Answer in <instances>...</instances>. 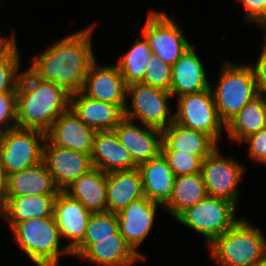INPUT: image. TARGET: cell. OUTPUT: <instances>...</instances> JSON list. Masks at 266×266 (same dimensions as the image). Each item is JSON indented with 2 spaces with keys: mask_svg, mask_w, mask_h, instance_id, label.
<instances>
[{
  "mask_svg": "<svg viewBox=\"0 0 266 266\" xmlns=\"http://www.w3.org/2000/svg\"><path fill=\"white\" fill-rule=\"evenodd\" d=\"M92 27L65 36L36 55L28 68L35 76L64 87L73 94L82 90L90 66L95 62L92 51Z\"/></svg>",
  "mask_w": 266,
  "mask_h": 266,
  "instance_id": "1",
  "label": "cell"
},
{
  "mask_svg": "<svg viewBox=\"0 0 266 266\" xmlns=\"http://www.w3.org/2000/svg\"><path fill=\"white\" fill-rule=\"evenodd\" d=\"M70 97L64 87L35 76L27 68L21 72L16 90V127L46 133L70 108Z\"/></svg>",
  "mask_w": 266,
  "mask_h": 266,
  "instance_id": "2",
  "label": "cell"
},
{
  "mask_svg": "<svg viewBox=\"0 0 266 266\" xmlns=\"http://www.w3.org/2000/svg\"><path fill=\"white\" fill-rule=\"evenodd\" d=\"M211 257L221 266H256L266 254V239L259 229L238 220L210 244Z\"/></svg>",
  "mask_w": 266,
  "mask_h": 266,
  "instance_id": "3",
  "label": "cell"
},
{
  "mask_svg": "<svg viewBox=\"0 0 266 266\" xmlns=\"http://www.w3.org/2000/svg\"><path fill=\"white\" fill-rule=\"evenodd\" d=\"M11 229L14 241L37 266H59L61 254L72 255L66 246L60 247L61 237L54 215L21 221Z\"/></svg>",
  "mask_w": 266,
  "mask_h": 266,
  "instance_id": "4",
  "label": "cell"
},
{
  "mask_svg": "<svg viewBox=\"0 0 266 266\" xmlns=\"http://www.w3.org/2000/svg\"><path fill=\"white\" fill-rule=\"evenodd\" d=\"M215 89V90H214ZM211 90L220 119L226 125L259 95L251 65L225 63L216 88Z\"/></svg>",
  "mask_w": 266,
  "mask_h": 266,
  "instance_id": "5",
  "label": "cell"
},
{
  "mask_svg": "<svg viewBox=\"0 0 266 266\" xmlns=\"http://www.w3.org/2000/svg\"><path fill=\"white\" fill-rule=\"evenodd\" d=\"M236 207L229 200L207 195L194 206L185 209L175 219L202 234L210 244L238 221L235 219Z\"/></svg>",
  "mask_w": 266,
  "mask_h": 266,
  "instance_id": "6",
  "label": "cell"
},
{
  "mask_svg": "<svg viewBox=\"0 0 266 266\" xmlns=\"http://www.w3.org/2000/svg\"><path fill=\"white\" fill-rule=\"evenodd\" d=\"M46 133L14 127L0 134V159L7 176L43 161Z\"/></svg>",
  "mask_w": 266,
  "mask_h": 266,
  "instance_id": "7",
  "label": "cell"
},
{
  "mask_svg": "<svg viewBox=\"0 0 266 266\" xmlns=\"http://www.w3.org/2000/svg\"><path fill=\"white\" fill-rule=\"evenodd\" d=\"M131 96V108L125 107L124 117L146 126L166 129L174 121V113L167 105L171 93L142 83L127 85V97Z\"/></svg>",
  "mask_w": 266,
  "mask_h": 266,
  "instance_id": "8",
  "label": "cell"
},
{
  "mask_svg": "<svg viewBox=\"0 0 266 266\" xmlns=\"http://www.w3.org/2000/svg\"><path fill=\"white\" fill-rule=\"evenodd\" d=\"M177 112L174 122L179 125L204 132L217 143L220 139L224 122L220 119L211 87L203 91L186 94L177 99Z\"/></svg>",
  "mask_w": 266,
  "mask_h": 266,
  "instance_id": "9",
  "label": "cell"
},
{
  "mask_svg": "<svg viewBox=\"0 0 266 266\" xmlns=\"http://www.w3.org/2000/svg\"><path fill=\"white\" fill-rule=\"evenodd\" d=\"M141 36L148 41L152 54L171 66L191 46L181 28L164 12H149Z\"/></svg>",
  "mask_w": 266,
  "mask_h": 266,
  "instance_id": "10",
  "label": "cell"
},
{
  "mask_svg": "<svg viewBox=\"0 0 266 266\" xmlns=\"http://www.w3.org/2000/svg\"><path fill=\"white\" fill-rule=\"evenodd\" d=\"M244 172V165L234 158L222 157L216 148L202 161L201 173L207 195L229 200L237 206V186Z\"/></svg>",
  "mask_w": 266,
  "mask_h": 266,
  "instance_id": "11",
  "label": "cell"
},
{
  "mask_svg": "<svg viewBox=\"0 0 266 266\" xmlns=\"http://www.w3.org/2000/svg\"><path fill=\"white\" fill-rule=\"evenodd\" d=\"M43 162L60 191L93 169L91 155L56 146L47 139L43 146Z\"/></svg>",
  "mask_w": 266,
  "mask_h": 266,
  "instance_id": "12",
  "label": "cell"
},
{
  "mask_svg": "<svg viewBox=\"0 0 266 266\" xmlns=\"http://www.w3.org/2000/svg\"><path fill=\"white\" fill-rule=\"evenodd\" d=\"M71 253L98 266H131L143 260L126 243L120 232L114 234V238L83 239Z\"/></svg>",
  "mask_w": 266,
  "mask_h": 266,
  "instance_id": "13",
  "label": "cell"
},
{
  "mask_svg": "<svg viewBox=\"0 0 266 266\" xmlns=\"http://www.w3.org/2000/svg\"><path fill=\"white\" fill-rule=\"evenodd\" d=\"M81 92L91 99L118 105L123 111L127 103V84L117 65L90 66Z\"/></svg>",
  "mask_w": 266,
  "mask_h": 266,
  "instance_id": "14",
  "label": "cell"
},
{
  "mask_svg": "<svg viewBox=\"0 0 266 266\" xmlns=\"http://www.w3.org/2000/svg\"><path fill=\"white\" fill-rule=\"evenodd\" d=\"M158 206L163 207L161 204L153 202L144 196L131 202L123 210L116 213L120 234L143 260L145 257L137 251V248L150 233Z\"/></svg>",
  "mask_w": 266,
  "mask_h": 266,
  "instance_id": "15",
  "label": "cell"
},
{
  "mask_svg": "<svg viewBox=\"0 0 266 266\" xmlns=\"http://www.w3.org/2000/svg\"><path fill=\"white\" fill-rule=\"evenodd\" d=\"M132 122L124 117L114 131L120 143L131 154L133 161L140 165L161 153L162 130L146 125L139 127Z\"/></svg>",
  "mask_w": 266,
  "mask_h": 266,
  "instance_id": "16",
  "label": "cell"
},
{
  "mask_svg": "<svg viewBox=\"0 0 266 266\" xmlns=\"http://www.w3.org/2000/svg\"><path fill=\"white\" fill-rule=\"evenodd\" d=\"M95 133L69 108L51 125L46 132V139L56 146L91 155Z\"/></svg>",
  "mask_w": 266,
  "mask_h": 266,
  "instance_id": "17",
  "label": "cell"
},
{
  "mask_svg": "<svg viewBox=\"0 0 266 266\" xmlns=\"http://www.w3.org/2000/svg\"><path fill=\"white\" fill-rule=\"evenodd\" d=\"M53 215L60 237L70 239L66 247L72 252L83 241L92 212L64 191H59L54 201Z\"/></svg>",
  "mask_w": 266,
  "mask_h": 266,
  "instance_id": "18",
  "label": "cell"
},
{
  "mask_svg": "<svg viewBox=\"0 0 266 266\" xmlns=\"http://www.w3.org/2000/svg\"><path fill=\"white\" fill-rule=\"evenodd\" d=\"M70 108L95 131L114 130L124 118V111L118 105L91 99L81 91L71 94Z\"/></svg>",
  "mask_w": 266,
  "mask_h": 266,
  "instance_id": "19",
  "label": "cell"
},
{
  "mask_svg": "<svg viewBox=\"0 0 266 266\" xmlns=\"http://www.w3.org/2000/svg\"><path fill=\"white\" fill-rule=\"evenodd\" d=\"M91 161L93 168L106 173L138 167L129 151L120 143L114 130L96 131Z\"/></svg>",
  "mask_w": 266,
  "mask_h": 266,
  "instance_id": "20",
  "label": "cell"
},
{
  "mask_svg": "<svg viewBox=\"0 0 266 266\" xmlns=\"http://www.w3.org/2000/svg\"><path fill=\"white\" fill-rule=\"evenodd\" d=\"M218 143L208 134L172 122L162 131L161 152H184L204 160Z\"/></svg>",
  "mask_w": 266,
  "mask_h": 266,
  "instance_id": "21",
  "label": "cell"
},
{
  "mask_svg": "<svg viewBox=\"0 0 266 266\" xmlns=\"http://www.w3.org/2000/svg\"><path fill=\"white\" fill-rule=\"evenodd\" d=\"M210 87L203 64L190 46L172 66L170 93L178 98Z\"/></svg>",
  "mask_w": 266,
  "mask_h": 266,
  "instance_id": "22",
  "label": "cell"
},
{
  "mask_svg": "<svg viewBox=\"0 0 266 266\" xmlns=\"http://www.w3.org/2000/svg\"><path fill=\"white\" fill-rule=\"evenodd\" d=\"M137 168L141 175L144 196L164 206L172 195L176 178L167 160L160 153Z\"/></svg>",
  "mask_w": 266,
  "mask_h": 266,
  "instance_id": "23",
  "label": "cell"
},
{
  "mask_svg": "<svg viewBox=\"0 0 266 266\" xmlns=\"http://www.w3.org/2000/svg\"><path fill=\"white\" fill-rule=\"evenodd\" d=\"M92 213L107 211V173L93 168L63 190Z\"/></svg>",
  "mask_w": 266,
  "mask_h": 266,
  "instance_id": "24",
  "label": "cell"
},
{
  "mask_svg": "<svg viewBox=\"0 0 266 266\" xmlns=\"http://www.w3.org/2000/svg\"><path fill=\"white\" fill-rule=\"evenodd\" d=\"M59 191L43 161L8 176L7 197L57 195Z\"/></svg>",
  "mask_w": 266,
  "mask_h": 266,
  "instance_id": "25",
  "label": "cell"
},
{
  "mask_svg": "<svg viewBox=\"0 0 266 266\" xmlns=\"http://www.w3.org/2000/svg\"><path fill=\"white\" fill-rule=\"evenodd\" d=\"M144 197L138 168L107 173V212L118 213Z\"/></svg>",
  "mask_w": 266,
  "mask_h": 266,
  "instance_id": "26",
  "label": "cell"
},
{
  "mask_svg": "<svg viewBox=\"0 0 266 266\" xmlns=\"http://www.w3.org/2000/svg\"><path fill=\"white\" fill-rule=\"evenodd\" d=\"M56 196L6 197V202L0 207V215L8 221L11 228L21 221L52 217Z\"/></svg>",
  "mask_w": 266,
  "mask_h": 266,
  "instance_id": "27",
  "label": "cell"
},
{
  "mask_svg": "<svg viewBox=\"0 0 266 266\" xmlns=\"http://www.w3.org/2000/svg\"><path fill=\"white\" fill-rule=\"evenodd\" d=\"M266 128V95L259 94L226 124L228 139L242 142L249 135Z\"/></svg>",
  "mask_w": 266,
  "mask_h": 266,
  "instance_id": "28",
  "label": "cell"
},
{
  "mask_svg": "<svg viewBox=\"0 0 266 266\" xmlns=\"http://www.w3.org/2000/svg\"><path fill=\"white\" fill-rule=\"evenodd\" d=\"M206 196V187L201 172L177 176L172 195L163 209H166L168 214L176 218L185 209L194 206Z\"/></svg>",
  "mask_w": 266,
  "mask_h": 266,
  "instance_id": "29",
  "label": "cell"
},
{
  "mask_svg": "<svg viewBox=\"0 0 266 266\" xmlns=\"http://www.w3.org/2000/svg\"><path fill=\"white\" fill-rule=\"evenodd\" d=\"M136 39L131 49L121 57L116 64L125 80V83H140L144 79L146 64L153 55L148 41Z\"/></svg>",
  "mask_w": 266,
  "mask_h": 266,
  "instance_id": "30",
  "label": "cell"
},
{
  "mask_svg": "<svg viewBox=\"0 0 266 266\" xmlns=\"http://www.w3.org/2000/svg\"><path fill=\"white\" fill-rule=\"evenodd\" d=\"M19 55L16 42L9 48L0 51V94L17 90L21 75V72H18L20 66Z\"/></svg>",
  "mask_w": 266,
  "mask_h": 266,
  "instance_id": "31",
  "label": "cell"
},
{
  "mask_svg": "<svg viewBox=\"0 0 266 266\" xmlns=\"http://www.w3.org/2000/svg\"><path fill=\"white\" fill-rule=\"evenodd\" d=\"M119 232V221L116 213H92L88 220L86 233L83 239L114 238Z\"/></svg>",
  "mask_w": 266,
  "mask_h": 266,
  "instance_id": "32",
  "label": "cell"
},
{
  "mask_svg": "<svg viewBox=\"0 0 266 266\" xmlns=\"http://www.w3.org/2000/svg\"><path fill=\"white\" fill-rule=\"evenodd\" d=\"M172 66L152 55L146 64L144 79L140 82L170 92Z\"/></svg>",
  "mask_w": 266,
  "mask_h": 266,
  "instance_id": "33",
  "label": "cell"
},
{
  "mask_svg": "<svg viewBox=\"0 0 266 266\" xmlns=\"http://www.w3.org/2000/svg\"><path fill=\"white\" fill-rule=\"evenodd\" d=\"M161 154L167 160L175 177L201 172L203 160L197 155L184 152H161Z\"/></svg>",
  "mask_w": 266,
  "mask_h": 266,
  "instance_id": "34",
  "label": "cell"
},
{
  "mask_svg": "<svg viewBox=\"0 0 266 266\" xmlns=\"http://www.w3.org/2000/svg\"><path fill=\"white\" fill-rule=\"evenodd\" d=\"M16 91L0 94V134L16 127Z\"/></svg>",
  "mask_w": 266,
  "mask_h": 266,
  "instance_id": "35",
  "label": "cell"
},
{
  "mask_svg": "<svg viewBox=\"0 0 266 266\" xmlns=\"http://www.w3.org/2000/svg\"><path fill=\"white\" fill-rule=\"evenodd\" d=\"M243 141L249 143L250 158L266 165V128L249 135Z\"/></svg>",
  "mask_w": 266,
  "mask_h": 266,
  "instance_id": "36",
  "label": "cell"
},
{
  "mask_svg": "<svg viewBox=\"0 0 266 266\" xmlns=\"http://www.w3.org/2000/svg\"><path fill=\"white\" fill-rule=\"evenodd\" d=\"M246 10L247 21L255 22L266 30V0H240Z\"/></svg>",
  "mask_w": 266,
  "mask_h": 266,
  "instance_id": "37",
  "label": "cell"
},
{
  "mask_svg": "<svg viewBox=\"0 0 266 266\" xmlns=\"http://www.w3.org/2000/svg\"><path fill=\"white\" fill-rule=\"evenodd\" d=\"M264 35L265 44L256 63L253 66L251 65V68L254 72L259 94L266 95V30Z\"/></svg>",
  "mask_w": 266,
  "mask_h": 266,
  "instance_id": "38",
  "label": "cell"
},
{
  "mask_svg": "<svg viewBox=\"0 0 266 266\" xmlns=\"http://www.w3.org/2000/svg\"><path fill=\"white\" fill-rule=\"evenodd\" d=\"M8 176L4 172L0 159V207L6 202Z\"/></svg>",
  "mask_w": 266,
  "mask_h": 266,
  "instance_id": "39",
  "label": "cell"
},
{
  "mask_svg": "<svg viewBox=\"0 0 266 266\" xmlns=\"http://www.w3.org/2000/svg\"><path fill=\"white\" fill-rule=\"evenodd\" d=\"M14 42H16V40L13 34L9 39L0 37V51L9 48Z\"/></svg>",
  "mask_w": 266,
  "mask_h": 266,
  "instance_id": "40",
  "label": "cell"
},
{
  "mask_svg": "<svg viewBox=\"0 0 266 266\" xmlns=\"http://www.w3.org/2000/svg\"><path fill=\"white\" fill-rule=\"evenodd\" d=\"M256 266H266V254Z\"/></svg>",
  "mask_w": 266,
  "mask_h": 266,
  "instance_id": "41",
  "label": "cell"
}]
</instances>
